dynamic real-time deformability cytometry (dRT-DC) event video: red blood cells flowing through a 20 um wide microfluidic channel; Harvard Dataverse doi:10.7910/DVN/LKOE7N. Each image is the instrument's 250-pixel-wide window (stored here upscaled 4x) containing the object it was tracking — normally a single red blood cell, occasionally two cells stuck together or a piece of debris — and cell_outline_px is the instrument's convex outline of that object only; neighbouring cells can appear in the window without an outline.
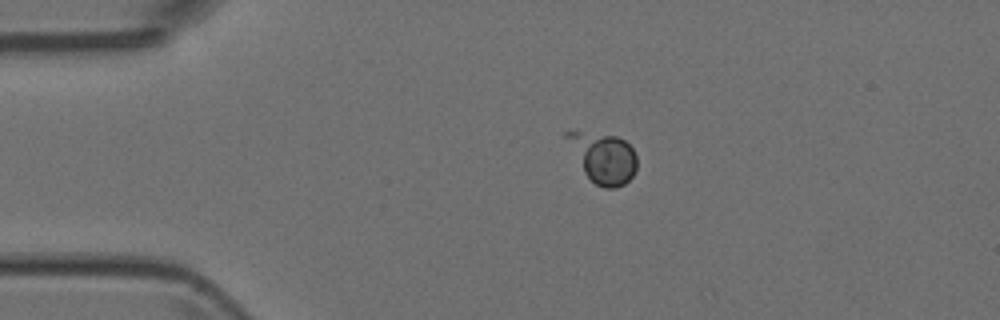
{"species": "Egyptian fruit bat (a non-hibernating species)", "species_latin": "Rousettus aegyptiacus", "temperature_condition": "room temperature", "stored_images_in_passage": 2, "camera_frame_rate_fps": 3000, "um_per_image_px": 0.085, "animal": {"sex": "female"}, "frame": {"image": 1, "passage_image": 1, "time_ms": 0.0, "image_size_px": [1000, 320], "cell_outline_px": [[636, 172], [624, 184], [616, 188], [604, 188], [596, 184], [584, 172], [564, 136], [564, 132], [580, 132], [616, 136], [624, 140], [636, 152]], "centroid_in_image_um": [51.3, 13.42], "position_along_channel_um": 33.7, "area_um2": 20.17}}